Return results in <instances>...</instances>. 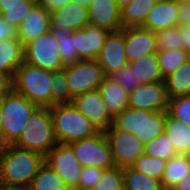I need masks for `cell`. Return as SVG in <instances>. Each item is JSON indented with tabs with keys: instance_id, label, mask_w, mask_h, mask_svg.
<instances>
[{
	"instance_id": "cell-14",
	"label": "cell",
	"mask_w": 190,
	"mask_h": 190,
	"mask_svg": "<svg viewBox=\"0 0 190 190\" xmlns=\"http://www.w3.org/2000/svg\"><path fill=\"white\" fill-rule=\"evenodd\" d=\"M125 48V29L108 34L104 46L96 58L105 76L113 75L128 63Z\"/></svg>"
},
{
	"instance_id": "cell-52",
	"label": "cell",
	"mask_w": 190,
	"mask_h": 190,
	"mask_svg": "<svg viewBox=\"0 0 190 190\" xmlns=\"http://www.w3.org/2000/svg\"><path fill=\"white\" fill-rule=\"evenodd\" d=\"M3 147H4V145L0 142V160H1V154H2Z\"/></svg>"
},
{
	"instance_id": "cell-17",
	"label": "cell",
	"mask_w": 190,
	"mask_h": 190,
	"mask_svg": "<svg viewBox=\"0 0 190 190\" xmlns=\"http://www.w3.org/2000/svg\"><path fill=\"white\" fill-rule=\"evenodd\" d=\"M120 10L116 0H91L88 7L89 24L109 32L122 30Z\"/></svg>"
},
{
	"instance_id": "cell-18",
	"label": "cell",
	"mask_w": 190,
	"mask_h": 190,
	"mask_svg": "<svg viewBox=\"0 0 190 190\" xmlns=\"http://www.w3.org/2000/svg\"><path fill=\"white\" fill-rule=\"evenodd\" d=\"M125 47L128 63L146 54L157 52L155 32L143 27L125 28Z\"/></svg>"
},
{
	"instance_id": "cell-31",
	"label": "cell",
	"mask_w": 190,
	"mask_h": 190,
	"mask_svg": "<svg viewBox=\"0 0 190 190\" xmlns=\"http://www.w3.org/2000/svg\"><path fill=\"white\" fill-rule=\"evenodd\" d=\"M124 190H163L161 181L135 171L131 167L123 168Z\"/></svg>"
},
{
	"instance_id": "cell-42",
	"label": "cell",
	"mask_w": 190,
	"mask_h": 190,
	"mask_svg": "<svg viewBox=\"0 0 190 190\" xmlns=\"http://www.w3.org/2000/svg\"><path fill=\"white\" fill-rule=\"evenodd\" d=\"M17 27L9 24L7 21L2 19L0 15V40L6 38H18Z\"/></svg>"
},
{
	"instance_id": "cell-36",
	"label": "cell",
	"mask_w": 190,
	"mask_h": 190,
	"mask_svg": "<svg viewBox=\"0 0 190 190\" xmlns=\"http://www.w3.org/2000/svg\"><path fill=\"white\" fill-rule=\"evenodd\" d=\"M157 50L183 49L179 27H169L155 32Z\"/></svg>"
},
{
	"instance_id": "cell-29",
	"label": "cell",
	"mask_w": 190,
	"mask_h": 190,
	"mask_svg": "<svg viewBox=\"0 0 190 190\" xmlns=\"http://www.w3.org/2000/svg\"><path fill=\"white\" fill-rule=\"evenodd\" d=\"M26 190H70L63 179L45 162Z\"/></svg>"
},
{
	"instance_id": "cell-25",
	"label": "cell",
	"mask_w": 190,
	"mask_h": 190,
	"mask_svg": "<svg viewBox=\"0 0 190 190\" xmlns=\"http://www.w3.org/2000/svg\"><path fill=\"white\" fill-rule=\"evenodd\" d=\"M130 64L134 70L136 80L141 84L164 82L165 78L161 72L156 52L141 56Z\"/></svg>"
},
{
	"instance_id": "cell-13",
	"label": "cell",
	"mask_w": 190,
	"mask_h": 190,
	"mask_svg": "<svg viewBox=\"0 0 190 190\" xmlns=\"http://www.w3.org/2000/svg\"><path fill=\"white\" fill-rule=\"evenodd\" d=\"M129 107L151 112L167 111L169 98L165 82L141 84L129 93Z\"/></svg>"
},
{
	"instance_id": "cell-33",
	"label": "cell",
	"mask_w": 190,
	"mask_h": 190,
	"mask_svg": "<svg viewBox=\"0 0 190 190\" xmlns=\"http://www.w3.org/2000/svg\"><path fill=\"white\" fill-rule=\"evenodd\" d=\"M144 154L163 160H169L171 157L178 155L173 143L165 132L144 145Z\"/></svg>"
},
{
	"instance_id": "cell-8",
	"label": "cell",
	"mask_w": 190,
	"mask_h": 190,
	"mask_svg": "<svg viewBox=\"0 0 190 190\" xmlns=\"http://www.w3.org/2000/svg\"><path fill=\"white\" fill-rule=\"evenodd\" d=\"M65 76L71 96L84 94L99 89L105 74L96 59L80 60L65 66Z\"/></svg>"
},
{
	"instance_id": "cell-39",
	"label": "cell",
	"mask_w": 190,
	"mask_h": 190,
	"mask_svg": "<svg viewBox=\"0 0 190 190\" xmlns=\"http://www.w3.org/2000/svg\"><path fill=\"white\" fill-rule=\"evenodd\" d=\"M110 77L128 93L136 90L141 85V83L136 80L134 70L130 63H127Z\"/></svg>"
},
{
	"instance_id": "cell-49",
	"label": "cell",
	"mask_w": 190,
	"mask_h": 190,
	"mask_svg": "<svg viewBox=\"0 0 190 190\" xmlns=\"http://www.w3.org/2000/svg\"><path fill=\"white\" fill-rule=\"evenodd\" d=\"M2 106H1V101H0V142L2 143Z\"/></svg>"
},
{
	"instance_id": "cell-16",
	"label": "cell",
	"mask_w": 190,
	"mask_h": 190,
	"mask_svg": "<svg viewBox=\"0 0 190 190\" xmlns=\"http://www.w3.org/2000/svg\"><path fill=\"white\" fill-rule=\"evenodd\" d=\"M50 27L63 28L71 32L83 29L89 24L88 7L69 2L61 8L49 11Z\"/></svg>"
},
{
	"instance_id": "cell-28",
	"label": "cell",
	"mask_w": 190,
	"mask_h": 190,
	"mask_svg": "<svg viewBox=\"0 0 190 190\" xmlns=\"http://www.w3.org/2000/svg\"><path fill=\"white\" fill-rule=\"evenodd\" d=\"M169 99L190 94V59L164 79Z\"/></svg>"
},
{
	"instance_id": "cell-11",
	"label": "cell",
	"mask_w": 190,
	"mask_h": 190,
	"mask_svg": "<svg viewBox=\"0 0 190 190\" xmlns=\"http://www.w3.org/2000/svg\"><path fill=\"white\" fill-rule=\"evenodd\" d=\"M115 166L131 167L144 153V144L130 133L117 131L113 126L104 131Z\"/></svg>"
},
{
	"instance_id": "cell-24",
	"label": "cell",
	"mask_w": 190,
	"mask_h": 190,
	"mask_svg": "<svg viewBox=\"0 0 190 190\" xmlns=\"http://www.w3.org/2000/svg\"><path fill=\"white\" fill-rule=\"evenodd\" d=\"M157 1L158 0H132L130 4L121 8L120 23L122 29L142 27Z\"/></svg>"
},
{
	"instance_id": "cell-4",
	"label": "cell",
	"mask_w": 190,
	"mask_h": 190,
	"mask_svg": "<svg viewBox=\"0 0 190 190\" xmlns=\"http://www.w3.org/2000/svg\"><path fill=\"white\" fill-rule=\"evenodd\" d=\"M57 143L50 107H37L13 145L45 157Z\"/></svg>"
},
{
	"instance_id": "cell-2",
	"label": "cell",
	"mask_w": 190,
	"mask_h": 190,
	"mask_svg": "<svg viewBox=\"0 0 190 190\" xmlns=\"http://www.w3.org/2000/svg\"><path fill=\"white\" fill-rule=\"evenodd\" d=\"M56 140L61 144L95 136L98 128L73 104H58L50 107Z\"/></svg>"
},
{
	"instance_id": "cell-38",
	"label": "cell",
	"mask_w": 190,
	"mask_h": 190,
	"mask_svg": "<svg viewBox=\"0 0 190 190\" xmlns=\"http://www.w3.org/2000/svg\"><path fill=\"white\" fill-rule=\"evenodd\" d=\"M167 112L190 126V94L169 99Z\"/></svg>"
},
{
	"instance_id": "cell-15",
	"label": "cell",
	"mask_w": 190,
	"mask_h": 190,
	"mask_svg": "<svg viewBox=\"0 0 190 190\" xmlns=\"http://www.w3.org/2000/svg\"><path fill=\"white\" fill-rule=\"evenodd\" d=\"M110 32L94 26L86 25L74 31V45L80 60H94L98 57Z\"/></svg>"
},
{
	"instance_id": "cell-48",
	"label": "cell",
	"mask_w": 190,
	"mask_h": 190,
	"mask_svg": "<svg viewBox=\"0 0 190 190\" xmlns=\"http://www.w3.org/2000/svg\"><path fill=\"white\" fill-rule=\"evenodd\" d=\"M72 1L85 7H89V4L91 2V0H72Z\"/></svg>"
},
{
	"instance_id": "cell-26",
	"label": "cell",
	"mask_w": 190,
	"mask_h": 190,
	"mask_svg": "<svg viewBox=\"0 0 190 190\" xmlns=\"http://www.w3.org/2000/svg\"><path fill=\"white\" fill-rule=\"evenodd\" d=\"M164 132L173 143L177 154L190 155V126L173 118L167 112Z\"/></svg>"
},
{
	"instance_id": "cell-46",
	"label": "cell",
	"mask_w": 190,
	"mask_h": 190,
	"mask_svg": "<svg viewBox=\"0 0 190 190\" xmlns=\"http://www.w3.org/2000/svg\"><path fill=\"white\" fill-rule=\"evenodd\" d=\"M10 88V82L0 75V98Z\"/></svg>"
},
{
	"instance_id": "cell-9",
	"label": "cell",
	"mask_w": 190,
	"mask_h": 190,
	"mask_svg": "<svg viewBox=\"0 0 190 190\" xmlns=\"http://www.w3.org/2000/svg\"><path fill=\"white\" fill-rule=\"evenodd\" d=\"M24 62L50 72L65 68L60 58L58 43L50 31L24 47Z\"/></svg>"
},
{
	"instance_id": "cell-32",
	"label": "cell",
	"mask_w": 190,
	"mask_h": 190,
	"mask_svg": "<svg viewBox=\"0 0 190 190\" xmlns=\"http://www.w3.org/2000/svg\"><path fill=\"white\" fill-rule=\"evenodd\" d=\"M156 55L164 78L174 73L190 59L188 53L183 49L157 50Z\"/></svg>"
},
{
	"instance_id": "cell-50",
	"label": "cell",
	"mask_w": 190,
	"mask_h": 190,
	"mask_svg": "<svg viewBox=\"0 0 190 190\" xmlns=\"http://www.w3.org/2000/svg\"><path fill=\"white\" fill-rule=\"evenodd\" d=\"M0 190H22V189L0 184Z\"/></svg>"
},
{
	"instance_id": "cell-22",
	"label": "cell",
	"mask_w": 190,
	"mask_h": 190,
	"mask_svg": "<svg viewBox=\"0 0 190 190\" xmlns=\"http://www.w3.org/2000/svg\"><path fill=\"white\" fill-rule=\"evenodd\" d=\"M99 90L102 93L108 112L115 118L129 107V93L110 76H105Z\"/></svg>"
},
{
	"instance_id": "cell-34",
	"label": "cell",
	"mask_w": 190,
	"mask_h": 190,
	"mask_svg": "<svg viewBox=\"0 0 190 190\" xmlns=\"http://www.w3.org/2000/svg\"><path fill=\"white\" fill-rule=\"evenodd\" d=\"M52 106L58 104H72L68 82L65 76V69L52 72L51 79Z\"/></svg>"
},
{
	"instance_id": "cell-20",
	"label": "cell",
	"mask_w": 190,
	"mask_h": 190,
	"mask_svg": "<svg viewBox=\"0 0 190 190\" xmlns=\"http://www.w3.org/2000/svg\"><path fill=\"white\" fill-rule=\"evenodd\" d=\"M176 26H178V0H158L142 25L152 32Z\"/></svg>"
},
{
	"instance_id": "cell-37",
	"label": "cell",
	"mask_w": 190,
	"mask_h": 190,
	"mask_svg": "<svg viewBox=\"0 0 190 190\" xmlns=\"http://www.w3.org/2000/svg\"><path fill=\"white\" fill-rule=\"evenodd\" d=\"M95 190H124L123 168L114 166L104 169L100 180L94 186Z\"/></svg>"
},
{
	"instance_id": "cell-51",
	"label": "cell",
	"mask_w": 190,
	"mask_h": 190,
	"mask_svg": "<svg viewBox=\"0 0 190 190\" xmlns=\"http://www.w3.org/2000/svg\"><path fill=\"white\" fill-rule=\"evenodd\" d=\"M71 190H95L94 188H74Z\"/></svg>"
},
{
	"instance_id": "cell-6",
	"label": "cell",
	"mask_w": 190,
	"mask_h": 190,
	"mask_svg": "<svg viewBox=\"0 0 190 190\" xmlns=\"http://www.w3.org/2000/svg\"><path fill=\"white\" fill-rule=\"evenodd\" d=\"M2 106V144H13L23 127L38 107L11 87L0 98Z\"/></svg>"
},
{
	"instance_id": "cell-19",
	"label": "cell",
	"mask_w": 190,
	"mask_h": 190,
	"mask_svg": "<svg viewBox=\"0 0 190 190\" xmlns=\"http://www.w3.org/2000/svg\"><path fill=\"white\" fill-rule=\"evenodd\" d=\"M49 29V11L41 4L37 3L18 27V39L23 47H25L29 42L47 33Z\"/></svg>"
},
{
	"instance_id": "cell-43",
	"label": "cell",
	"mask_w": 190,
	"mask_h": 190,
	"mask_svg": "<svg viewBox=\"0 0 190 190\" xmlns=\"http://www.w3.org/2000/svg\"><path fill=\"white\" fill-rule=\"evenodd\" d=\"M178 27L183 42V50L190 56V25H178Z\"/></svg>"
},
{
	"instance_id": "cell-23",
	"label": "cell",
	"mask_w": 190,
	"mask_h": 190,
	"mask_svg": "<svg viewBox=\"0 0 190 190\" xmlns=\"http://www.w3.org/2000/svg\"><path fill=\"white\" fill-rule=\"evenodd\" d=\"M190 174V155L178 154L167 160L161 178L163 190H172Z\"/></svg>"
},
{
	"instance_id": "cell-35",
	"label": "cell",
	"mask_w": 190,
	"mask_h": 190,
	"mask_svg": "<svg viewBox=\"0 0 190 190\" xmlns=\"http://www.w3.org/2000/svg\"><path fill=\"white\" fill-rule=\"evenodd\" d=\"M167 160L142 154L131 166L135 171L161 181Z\"/></svg>"
},
{
	"instance_id": "cell-45",
	"label": "cell",
	"mask_w": 190,
	"mask_h": 190,
	"mask_svg": "<svg viewBox=\"0 0 190 190\" xmlns=\"http://www.w3.org/2000/svg\"><path fill=\"white\" fill-rule=\"evenodd\" d=\"M172 190H190V174L182 182L174 186Z\"/></svg>"
},
{
	"instance_id": "cell-5",
	"label": "cell",
	"mask_w": 190,
	"mask_h": 190,
	"mask_svg": "<svg viewBox=\"0 0 190 190\" xmlns=\"http://www.w3.org/2000/svg\"><path fill=\"white\" fill-rule=\"evenodd\" d=\"M166 115L167 111L151 112L128 107L114 118L113 127L133 134L145 145L164 132Z\"/></svg>"
},
{
	"instance_id": "cell-44",
	"label": "cell",
	"mask_w": 190,
	"mask_h": 190,
	"mask_svg": "<svg viewBox=\"0 0 190 190\" xmlns=\"http://www.w3.org/2000/svg\"><path fill=\"white\" fill-rule=\"evenodd\" d=\"M72 0H37L38 4L44 6L48 11L63 7Z\"/></svg>"
},
{
	"instance_id": "cell-3",
	"label": "cell",
	"mask_w": 190,
	"mask_h": 190,
	"mask_svg": "<svg viewBox=\"0 0 190 190\" xmlns=\"http://www.w3.org/2000/svg\"><path fill=\"white\" fill-rule=\"evenodd\" d=\"M51 79L52 72L23 62L10 87L38 107H52Z\"/></svg>"
},
{
	"instance_id": "cell-47",
	"label": "cell",
	"mask_w": 190,
	"mask_h": 190,
	"mask_svg": "<svg viewBox=\"0 0 190 190\" xmlns=\"http://www.w3.org/2000/svg\"><path fill=\"white\" fill-rule=\"evenodd\" d=\"M132 0H116V4L118 5V7L121 9L124 6L130 4Z\"/></svg>"
},
{
	"instance_id": "cell-21",
	"label": "cell",
	"mask_w": 190,
	"mask_h": 190,
	"mask_svg": "<svg viewBox=\"0 0 190 190\" xmlns=\"http://www.w3.org/2000/svg\"><path fill=\"white\" fill-rule=\"evenodd\" d=\"M24 62V47L18 38L0 40V75L9 82Z\"/></svg>"
},
{
	"instance_id": "cell-12",
	"label": "cell",
	"mask_w": 190,
	"mask_h": 190,
	"mask_svg": "<svg viewBox=\"0 0 190 190\" xmlns=\"http://www.w3.org/2000/svg\"><path fill=\"white\" fill-rule=\"evenodd\" d=\"M72 104L87 117L99 131H106L113 126L114 118L108 112L107 105L99 89L75 96Z\"/></svg>"
},
{
	"instance_id": "cell-30",
	"label": "cell",
	"mask_w": 190,
	"mask_h": 190,
	"mask_svg": "<svg viewBox=\"0 0 190 190\" xmlns=\"http://www.w3.org/2000/svg\"><path fill=\"white\" fill-rule=\"evenodd\" d=\"M49 31L58 43L60 58L64 66L80 61V57L75 50L74 31L71 32L67 29L54 27H50Z\"/></svg>"
},
{
	"instance_id": "cell-41",
	"label": "cell",
	"mask_w": 190,
	"mask_h": 190,
	"mask_svg": "<svg viewBox=\"0 0 190 190\" xmlns=\"http://www.w3.org/2000/svg\"><path fill=\"white\" fill-rule=\"evenodd\" d=\"M190 25V1L178 0V25Z\"/></svg>"
},
{
	"instance_id": "cell-10",
	"label": "cell",
	"mask_w": 190,
	"mask_h": 190,
	"mask_svg": "<svg viewBox=\"0 0 190 190\" xmlns=\"http://www.w3.org/2000/svg\"><path fill=\"white\" fill-rule=\"evenodd\" d=\"M44 162L54 169L70 190L78 188L82 166L69 144L54 145L45 155Z\"/></svg>"
},
{
	"instance_id": "cell-27",
	"label": "cell",
	"mask_w": 190,
	"mask_h": 190,
	"mask_svg": "<svg viewBox=\"0 0 190 190\" xmlns=\"http://www.w3.org/2000/svg\"><path fill=\"white\" fill-rule=\"evenodd\" d=\"M37 3V0H0V15L18 28Z\"/></svg>"
},
{
	"instance_id": "cell-1",
	"label": "cell",
	"mask_w": 190,
	"mask_h": 190,
	"mask_svg": "<svg viewBox=\"0 0 190 190\" xmlns=\"http://www.w3.org/2000/svg\"><path fill=\"white\" fill-rule=\"evenodd\" d=\"M44 164V156L13 144L4 145L0 160V184L26 190Z\"/></svg>"
},
{
	"instance_id": "cell-40",
	"label": "cell",
	"mask_w": 190,
	"mask_h": 190,
	"mask_svg": "<svg viewBox=\"0 0 190 190\" xmlns=\"http://www.w3.org/2000/svg\"><path fill=\"white\" fill-rule=\"evenodd\" d=\"M104 169L96 167H82L78 188H94L95 184L100 180Z\"/></svg>"
},
{
	"instance_id": "cell-7",
	"label": "cell",
	"mask_w": 190,
	"mask_h": 190,
	"mask_svg": "<svg viewBox=\"0 0 190 190\" xmlns=\"http://www.w3.org/2000/svg\"><path fill=\"white\" fill-rule=\"evenodd\" d=\"M82 167L109 169L115 166L110 145L103 131L69 144Z\"/></svg>"
}]
</instances>
